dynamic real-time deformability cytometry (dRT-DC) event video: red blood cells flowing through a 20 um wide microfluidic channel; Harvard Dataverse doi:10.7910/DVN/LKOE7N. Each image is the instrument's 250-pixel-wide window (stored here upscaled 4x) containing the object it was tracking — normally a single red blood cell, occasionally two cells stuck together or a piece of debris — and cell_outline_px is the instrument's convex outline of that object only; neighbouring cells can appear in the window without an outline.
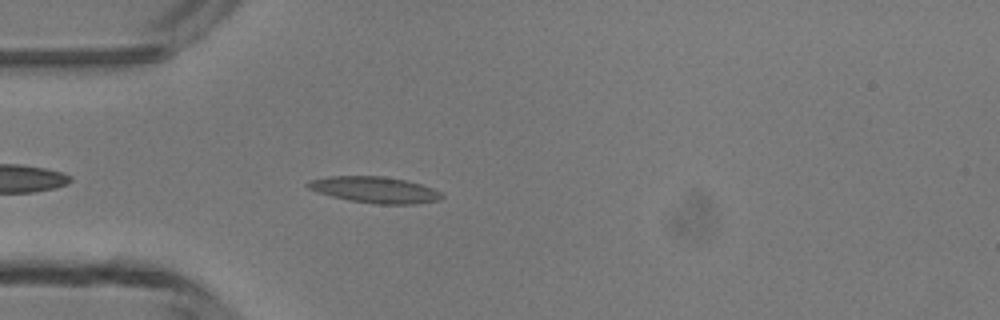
{"species": "common noctule bat (a hibernating species)", "species_latin": "Nyctalus noctula", "temperature_condition": "room temperature", "stored_images_in_passage": 4, "camera_frame_rate_fps": 3000, "um_per_image_px": 0.085, "animal": {"sex": "male", "body_mass_g": 13.3}, "frame": {"image": 1, "passage_image": 4, "time_ms": 3.333, "image_size_px": [1000, 320], "cell_outline_px": [[444, 196], [440, 200], [412, 204], [376, 204], [348, 200], [316, 192], [308, 188], [304, 184], [308, 180], [328, 176], [384, 176], [404, 180], [420, 184], [432, 188], [440, 192]], "centroid_in_image_um": [31.81, 16.13], "position_along_channel_um": 53.2, "area_um2": 20.52}}